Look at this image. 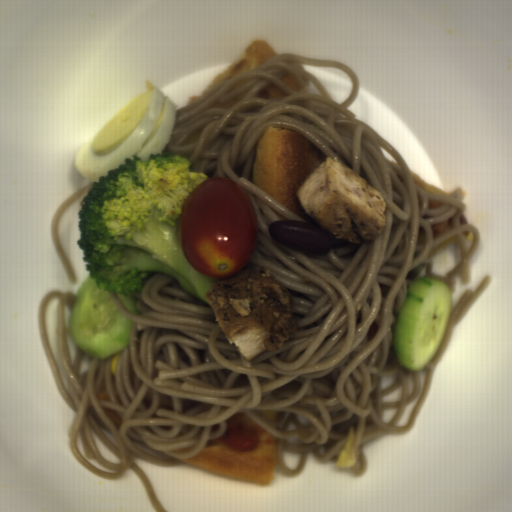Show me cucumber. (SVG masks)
Wrapping results in <instances>:
<instances>
[{
    "label": "cucumber",
    "instance_id": "586b57bf",
    "mask_svg": "<svg viewBox=\"0 0 512 512\" xmlns=\"http://www.w3.org/2000/svg\"><path fill=\"white\" fill-rule=\"evenodd\" d=\"M134 324L113 305L109 290L97 287L96 279L88 274L75 293L69 318V335L75 346L103 360L130 345Z\"/></svg>",
    "mask_w": 512,
    "mask_h": 512
},
{
    "label": "cucumber",
    "instance_id": "888e309b",
    "mask_svg": "<svg viewBox=\"0 0 512 512\" xmlns=\"http://www.w3.org/2000/svg\"><path fill=\"white\" fill-rule=\"evenodd\" d=\"M116 291V290H115ZM117 297L119 300L123 303V305L129 309L132 313L135 314H143L137 307H136V301L139 299L134 296H122L116 291Z\"/></svg>",
    "mask_w": 512,
    "mask_h": 512
},
{
    "label": "cucumber",
    "instance_id": "8b760119",
    "mask_svg": "<svg viewBox=\"0 0 512 512\" xmlns=\"http://www.w3.org/2000/svg\"><path fill=\"white\" fill-rule=\"evenodd\" d=\"M452 317V300L446 282L434 277L414 281L398 318L393 349L398 361L422 371L439 351Z\"/></svg>",
    "mask_w": 512,
    "mask_h": 512
}]
</instances>
